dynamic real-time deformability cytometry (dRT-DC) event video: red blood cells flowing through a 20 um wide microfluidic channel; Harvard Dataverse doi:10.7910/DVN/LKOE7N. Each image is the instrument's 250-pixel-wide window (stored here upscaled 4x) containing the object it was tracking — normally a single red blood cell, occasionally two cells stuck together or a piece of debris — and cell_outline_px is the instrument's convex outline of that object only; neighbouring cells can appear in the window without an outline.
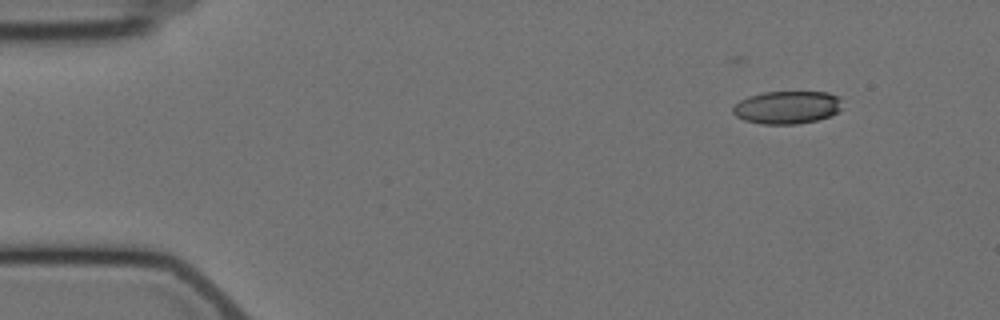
{"species": "Egyptian fruit bat (a non-hibernating species)", "species_latin": "Rousettus aegyptiacus", "temperature_condition": "cold", "stored_images_in_passage": 4, "camera_frame_rate_fps": 3000, "um_per_image_px": 0.085, "animal": {"sex": "female"}, "frame": {"image": 1, "passage_image": 1, "time_ms": 0.0, "image_size_px": [1000, 320], "cell_outline_px": [[844, 108], [832, 116], [816, 120], [796, 124], [760, 124], [744, 120], [736, 116], [732, 112], [732, 108], [740, 100], [748, 96], [764, 92], [828, 92], [840, 96]], "centroid_in_image_um": [66.95, 9.12], "position_along_channel_um": 18.0, "area_um2": 21.27}}
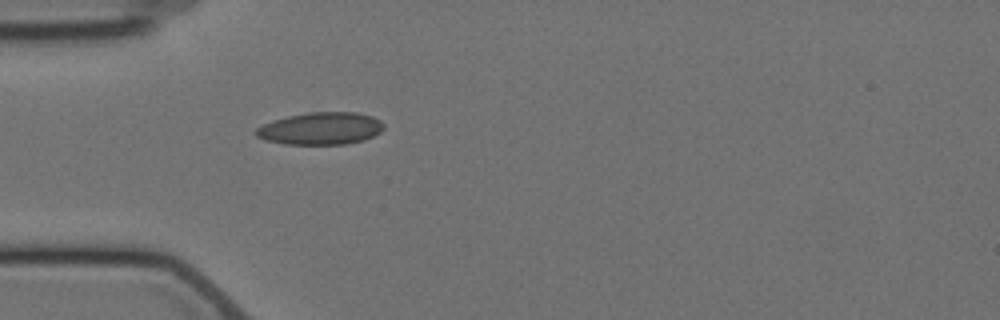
{"frame": {"image": 2, "passage_image": 4, "time_ms": 3.667, "image_size_px": [1000, 320], "cell_outline_px": [[384, 128], [380, 132], [364, 140], [344, 144], [284, 144], [264, 140], [256, 136], [252, 132], [256, 128], [272, 120], [288, 116], [308, 112], [356, 112], [372, 116], [380, 120], [384, 124]], "centroid_in_image_um": [27.23, 10.92], "position_along_channel_um": 57.8, "area_um2": 24.22}}